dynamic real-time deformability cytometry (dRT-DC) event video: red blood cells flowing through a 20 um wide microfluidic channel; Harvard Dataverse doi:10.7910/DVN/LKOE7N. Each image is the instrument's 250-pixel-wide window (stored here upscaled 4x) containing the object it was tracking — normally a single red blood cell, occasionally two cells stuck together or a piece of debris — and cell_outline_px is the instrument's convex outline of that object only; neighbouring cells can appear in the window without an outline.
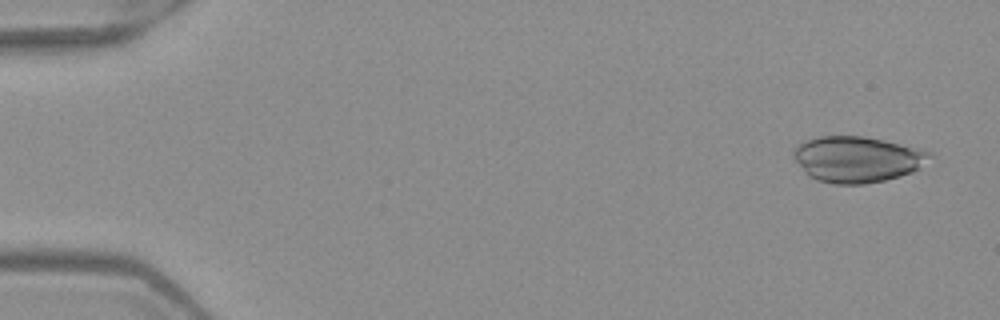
{"species": "Egyptian fruit bat (a non-hibernating species)", "species_latin": "Rousettus aegyptiacus", "temperature_condition": "warm", "stored_images_in_passage": 5, "camera_frame_rate_fps": 3000, "um_per_image_px": 0.085, "frame": {"image": 1, "passage_image": 1, "time_ms": 0.0, "image_size_px": [1000, 320], "cell_outline_px": [[932, 156], [920, 168], [912, 172], [900, 176], [884, 180], [864, 184], [832, 184], [816, 180], [808, 176], [804, 172], [792, 156], [792, 152], [804, 140], [820, 136], [864, 136], [884, 140], [932, 152]], "centroid_in_image_um": [72.83, 13.54], "position_along_channel_um": 12.2, "area_um2": 36.53}}